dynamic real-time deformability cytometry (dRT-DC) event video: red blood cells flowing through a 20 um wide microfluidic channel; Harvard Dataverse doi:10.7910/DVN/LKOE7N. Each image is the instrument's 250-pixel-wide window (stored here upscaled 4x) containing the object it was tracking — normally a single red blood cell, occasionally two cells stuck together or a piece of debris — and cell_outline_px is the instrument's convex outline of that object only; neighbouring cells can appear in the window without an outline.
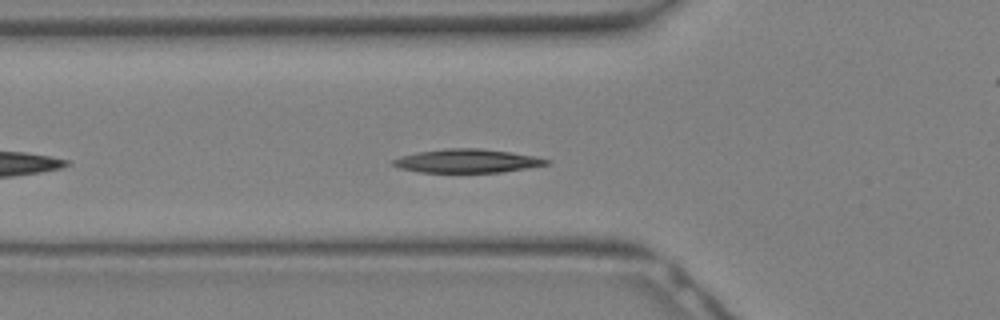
{"species": "Egyptian fruit bat (a non-hibernating species)", "species_latin": "Rousettus aegyptiacus", "temperature_condition": "warm", "stored_images_in_passage": 18, "camera_frame_rate_fps": 3000, "um_per_image_px": 0.085, "animal": {"sex": "female"}, "frame": {"image": 1, "passage_image": 3, "time_ms": 0.667, "image_size_px": [1000, 320], "cell_outline_px": [[552, 164], [528, 168], [500, 172], [420, 172], [400, 168], [392, 164], [392, 160], [400, 156], [420, 152], [448, 148], [476, 148], [512, 152], [536, 156], [552, 160]], "centroid_in_image_um": [39.78, 13.68], "position_along_channel_um": 86.0, "area_um2": 21.1}}
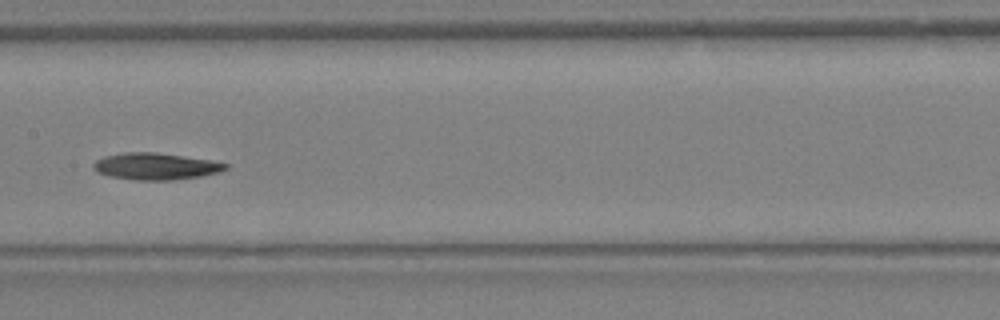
{"frame": {"image": 2, "passage_image": 8, "time_ms": 2.333, "image_size_px": [1000, 320], "cell_outline_px": [[228, 168], [220, 172], [200, 176], [172, 180], [136, 180], [108, 176], [96, 172], [92, 168], [92, 164], [96, 160], [104, 156], [124, 152], [156, 152], [212, 160], [228, 164]], "centroid_in_image_um": [13.2, 14.13], "position_along_channel_um": 194.2, "area_um2": 20.75}}
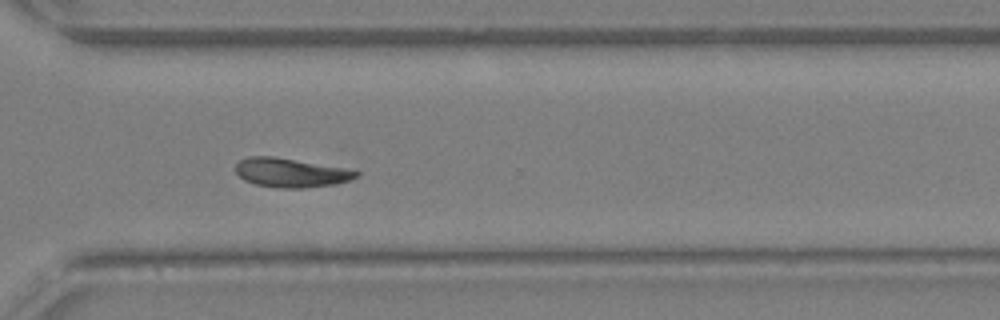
{"frame": {"image": 3, "passage_image": 15, "time_ms": 4.667, "image_size_px": [1000, 320], "cell_outline_px": [[360, 172], [356, 176], [348, 180], [336, 184], [304, 188], [280, 188], [256, 184], [244, 180], [236, 172], [236, 164], [240, 160], [248, 156], [272, 156], [344, 168]], "centroid_in_image_um": [24.68, 14.68], "position_along_channel_um": 345.9, "area_um2": 20.11}}